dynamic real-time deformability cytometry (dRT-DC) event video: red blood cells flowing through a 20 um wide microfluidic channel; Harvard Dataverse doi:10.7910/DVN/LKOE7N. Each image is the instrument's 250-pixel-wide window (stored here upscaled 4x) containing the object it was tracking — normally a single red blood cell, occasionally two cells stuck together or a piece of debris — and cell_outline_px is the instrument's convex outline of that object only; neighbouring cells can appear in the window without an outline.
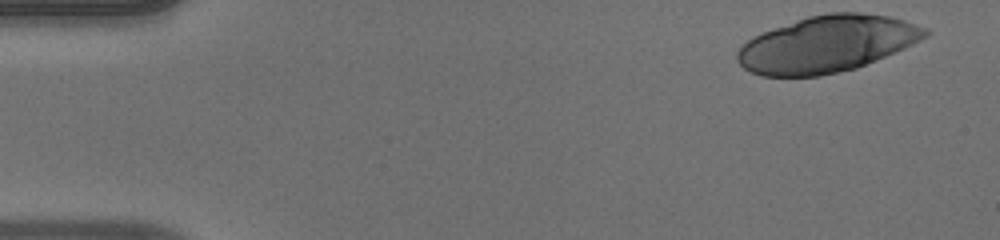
{"species": "human", "species_latin": "Homo sapiens", "temperature_condition": "warm", "stored_images_in_passage": 20, "camera_frame_rate_fps": 3000, "um_per_image_px": 0.085, "donor": {"sex": "male"}, "frame": {"image": 1, "passage_image": 1, "time_ms": 0.0, "image_size_px": [1000, 240], "cell_outline_px": [[932, 32], [928, 36], [904, 48], [876, 60], [856, 68], [820, 76], [760, 76], [744, 68], [736, 60], [736, 52], [748, 40], [764, 32], [796, 20], [808, 16], [828, 12], [860, 12], [888, 16], [904, 20], [928, 28]], "centroid_in_image_um": [70.32, 3.74], "position_along_channel_um": 14.7, "area_um2": 61.67}}
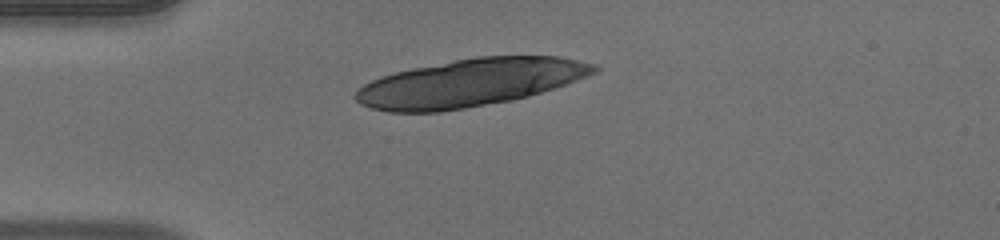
{"frame": {"image": 2, "passage_image": 11, "time_ms": 3.333, "image_size_px": [1000, 240], "cell_outline_px": [[600, 68], [596, 72], [576, 80], [528, 96], [512, 100], [440, 112], [388, 112], [372, 108], [360, 104], [352, 96], [364, 84], [380, 76], [412, 68], [476, 56], [556, 56], [596, 64]], "centroid_in_image_um": [39.91, 7.04], "position_along_channel_um": 45.1, "area_um2": 65.78}}